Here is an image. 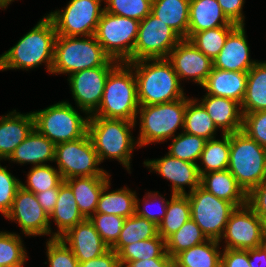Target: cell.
<instances>
[{
	"mask_svg": "<svg viewBox=\"0 0 266 267\" xmlns=\"http://www.w3.org/2000/svg\"><path fill=\"white\" fill-rule=\"evenodd\" d=\"M56 37L55 25L45 14L14 46L0 55V71H28L44 63L51 74Z\"/></svg>",
	"mask_w": 266,
	"mask_h": 267,
	"instance_id": "cell-1",
	"label": "cell"
},
{
	"mask_svg": "<svg viewBox=\"0 0 266 267\" xmlns=\"http://www.w3.org/2000/svg\"><path fill=\"white\" fill-rule=\"evenodd\" d=\"M128 64L134 71L140 106L172 102L186 96L178 74L167 58L142 59Z\"/></svg>",
	"mask_w": 266,
	"mask_h": 267,
	"instance_id": "cell-2",
	"label": "cell"
},
{
	"mask_svg": "<svg viewBox=\"0 0 266 267\" xmlns=\"http://www.w3.org/2000/svg\"><path fill=\"white\" fill-rule=\"evenodd\" d=\"M135 126V122L123 119L89 116L88 134L100 163L113 159L131 173L132 154L134 149H140L137 139L132 136Z\"/></svg>",
	"mask_w": 266,
	"mask_h": 267,
	"instance_id": "cell-3",
	"label": "cell"
},
{
	"mask_svg": "<svg viewBox=\"0 0 266 267\" xmlns=\"http://www.w3.org/2000/svg\"><path fill=\"white\" fill-rule=\"evenodd\" d=\"M118 63L104 52L94 35H57L51 74H68L69 76L81 70L116 66Z\"/></svg>",
	"mask_w": 266,
	"mask_h": 267,
	"instance_id": "cell-4",
	"label": "cell"
},
{
	"mask_svg": "<svg viewBox=\"0 0 266 267\" xmlns=\"http://www.w3.org/2000/svg\"><path fill=\"white\" fill-rule=\"evenodd\" d=\"M139 106L133 68L127 62H119L109 72L102 101L90 116L136 122Z\"/></svg>",
	"mask_w": 266,
	"mask_h": 267,
	"instance_id": "cell-5",
	"label": "cell"
},
{
	"mask_svg": "<svg viewBox=\"0 0 266 267\" xmlns=\"http://www.w3.org/2000/svg\"><path fill=\"white\" fill-rule=\"evenodd\" d=\"M188 96L172 102L139 106L137 118L139 122V147L149 144L164 143L176 136L177 130L183 131L185 110ZM139 116V117H138Z\"/></svg>",
	"mask_w": 266,
	"mask_h": 267,
	"instance_id": "cell-6",
	"label": "cell"
},
{
	"mask_svg": "<svg viewBox=\"0 0 266 267\" xmlns=\"http://www.w3.org/2000/svg\"><path fill=\"white\" fill-rule=\"evenodd\" d=\"M227 169L248 194L266 178V148L242 130L230 133Z\"/></svg>",
	"mask_w": 266,
	"mask_h": 267,
	"instance_id": "cell-7",
	"label": "cell"
},
{
	"mask_svg": "<svg viewBox=\"0 0 266 267\" xmlns=\"http://www.w3.org/2000/svg\"><path fill=\"white\" fill-rule=\"evenodd\" d=\"M34 128L55 145L73 141L88 132L89 115L81 116L67 100L32 112Z\"/></svg>",
	"mask_w": 266,
	"mask_h": 267,
	"instance_id": "cell-8",
	"label": "cell"
},
{
	"mask_svg": "<svg viewBox=\"0 0 266 267\" xmlns=\"http://www.w3.org/2000/svg\"><path fill=\"white\" fill-rule=\"evenodd\" d=\"M139 24L140 21L136 19L104 11L94 36L111 59L132 62Z\"/></svg>",
	"mask_w": 266,
	"mask_h": 267,
	"instance_id": "cell-9",
	"label": "cell"
},
{
	"mask_svg": "<svg viewBox=\"0 0 266 267\" xmlns=\"http://www.w3.org/2000/svg\"><path fill=\"white\" fill-rule=\"evenodd\" d=\"M55 164L63 180L73 177H111L100 160L88 132L81 138L55 146Z\"/></svg>",
	"mask_w": 266,
	"mask_h": 267,
	"instance_id": "cell-10",
	"label": "cell"
},
{
	"mask_svg": "<svg viewBox=\"0 0 266 267\" xmlns=\"http://www.w3.org/2000/svg\"><path fill=\"white\" fill-rule=\"evenodd\" d=\"M104 0H70L64 9L47 13L60 36L94 35L105 11Z\"/></svg>",
	"mask_w": 266,
	"mask_h": 267,
	"instance_id": "cell-11",
	"label": "cell"
},
{
	"mask_svg": "<svg viewBox=\"0 0 266 267\" xmlns=\"http://www.w3.org/2000/svg\"><path fill=\"white\" fill-rule=\"evenodd\" d=\"M187 196L191 207V218L207 239L220 241L229 216L236 207L227 200L217 198L201 186Z\"/></svg>",
	"mask_w": 266,
	"mask_h": 267,
	"instance_id": "cell-12",
	"label": "cell"
},
{
	"mask_svg": "<svg viewBox=\"0 0 266 267\" xmlns=\"http://www.w3.org/2000/svg\"><path fill=\"white\" fill-rule=\"evenodd\" d=\"M266 223L245 204L230 214L220 243L225 249L248 250L264 245Z\"/></svg>",
	"mask_w": 266,
	"mask_h": 267,
	"instance_id": "cell-13",
	"label": "cell"
},
{
	"mask_svg": "<svg viewBox=\"0 0 266 267\" xmlns=\"http://www.w3.org/2000/svg\"><path fill=\"white\" fill-rule=\"evenodd\" d=\"M182 39L174 29L150 13L139 24L134 61L168 58L172 49Z\"/></svg>",
	"mask_w": 266,
	"mask_h": 267,
	"instance_id": "cell-14",
	"label": "cell"
},
{
	"mask_svg": "<svg viewBox=\"0 0 266 267\" xmlns=\"http://www.w3.org/2000/svg\"><path fill=\"white\" fill-rule=\"evenodd\" d=\"M5 218L18 224L25 237L50 235L49 239L54 238L49 215L39 204L35 194L22 187L17 190L12 208Z\"/></svg>",
	"mask_w": 266,
	"mask_h": 267,
	"instance_id": "cell-15",
	"label": "cell"
},
{
	"mask_svg": "<svg viewBox=\"0 0 266 267\" xmlns=\"http://www.w3.org/2000/svg\"><path fill=\"white\" fill-rule=\"evenodd\" d=\"M114 67L100 66L85 69L67 77L75 104L85 115L90 116L98 109L109 72Z\"/></svg>",
	"mask_w": 266,
	"mask_h": 267,
	"instance_id": "cell-16",
	"label": "cell"
},
{
	"mask_svg": "<svg viewBox=\"0 0 266 267\" xmlns=\"http://www.w3.org/2000/svg\"><path fill=\"white\" fill-rule=\"evenodd\" d=\"M143 164L149 169V173L154 171L171 182V194L186 195L200 186L201 176L198 166L192 162L174 158L166 153L161 158L146 159ZM185 186H188V192Z\"/></svg>",
	"mask_w": 266,
	"mask_h": 267,
	"instance_id": "cell-17",
	"label": "cell"
},
{
	"mask_svg": "<svg viewBox=\"0 0 266 267\" xmlns=\"http://www.w3.org/2000/svg\"><path fill=\"white\" fill-rule=\"evenodd\" d=\"M167 59L173 65L181 83L187 79L201 87L213 68V61L186 38L172 49Z\"/></svg>",
	"mask_w": 266,
	"mask_h": 267,
	"instance_id": "cell-18",
	"label": "cell"
},
{
	"mask_svg": "<svg viewBox=\"0 0 266 267\" xmlns=\"http://www.w3.org/2000/svg\"><path fill=\"white\" fill-rule=\"evenodd\" d=\"M244 25H237L213 60V67L226 71L248 72L259 60H252Z\"/></svg>",
	"mask_w": 266,
	"mask_h": 267,
	"instance_id": "cell-19",
	"label": "cell"
},
{
	"mask_svg": "<svg viewBox=\"0 0 266 267\" xmlns=\"http://www.w3.org/2000/svg\"><path fill=\"white\" fill-rule=\"evenodd\" d=\"M60 239L71 249L79 263L102 256L110 248L89 219L68 230Z\"/></svg>",
	"mask_w": 266,
	"mask_h": 267,
	"instance_id": "cell-20",
	"label": "cell"
},
{
	"mask_svg": "<svg viewBox=\"0 0 266 267\" xmlns=\"http://www.w3.org/2000/svg\"><path fill=\"white\" fill-rule=\"evenodd\" d=\"M33 129L32 111L20 113L14 109L0 116V162L7 161Z\"/></svg>",
	"mask_w": 266,
	"mask_h": 267,
	"instance_id": "cell-21",
	"label": "cell"
},
{
	"mask_svg": "<svg viewBox=\"0 0 266 267\" xmlns=\"http://www.w3.org/2000/svg\"><path fill=\"white\" fill-rule=\"evenodd\" d=\"M199 101L221 134H230L242 130L243 113L241 104L230 98L203 95Z\"/></svg>",
	"mask_w": 266,
	"mask_h": 267,
	"instance_id": "cell-22",
	"label": "cell"
},
{
	"mask_svg": "<svg viewBox=\"0 0 266 267\" xmlns=\"http://www.w3.org/2000/svg\"><path fill=\"white\" fill-rule=\"evenodd\" d=\"M248 72L226 71L212 68L202 88L207 95L230 98L242 103L247 85Z\"/></svg>",
	"mask_w": 266,
	"mask_h": 267,
	"instance_id": "cell-23",
	"label": "cell"
},
{
	"mask_svg": "<svg viewBox=\"0 0 266 267\" xmlns=\"http://www.w3.org/2000/svg\"><path fill=\"white\" fill-rule=\"evenodd\" d=\"M55 146L52 141L34 128L7 161L18 165L32 164L33 166L53 163Z\"/></svg>",
	"mask_w": 266,
	"mask_h": 267,
	"instance_id": "cell-24",
	"label": "cell"
},
{
	"mask_svg": "<svg viewBox=\"0 0 266 267\" xmlns=\"http://www.w3.org/2000/svg\"><path fill=\"white\" fill-rule=\"evenodd\" d=\"M222 26H237L223 13L217 0H190L188 39L196 32Z\"/></svg>",
	"mask_w": 266,
	"mask_h": 267,
	"instance_id": "cell-25",
	"label": "cell"
},
{
	"mask_svg": "<svg viewBox=\"0 0 266 267\" xmlns=\"http://www.w3.org/2000/svg\"><path fill=\"white\" fill-rule=\"evenodd\" d=\"M110 177H73L64 180L75 197L78 209L84 218L89 219L96 211L100 194Z\"/></svg>",
	"mask_w": 266,
	"mask_h": 267,
	"instance_id": "cell-26",
	"label": "cell"
},
{
	"mask_svg": "<svg viewBox=\"0 0 266 267\" xmlns=\"http://www.w3.org/2000/svg\"><path fill=\"white\" fill-rule=\"evenodd\" d=\"M200 186L217 198L231 202L235 207L247 204V193L228 169L201 175Z\"/></svg>",
	"mask_w": 266,
	"mask_h": 267,
	"instance_id": "cell-27",
	"label": "cell"
},
{
	"mask_svg": "<svg viewBox=\"0 0 266 267\" xmlns=\"http://www.w3.org/2000/svg\"><path fill=\"white\" fill-rule=\"evenodd\" d=\"M84 219L78 209L72 190L63 182L59 186V195L55 207L49 215V221L55 222L57 227L54 238H60Z\"/></svg>",
	"mask_w": 266,
	"mask_h": 267,
	"instance_id": "cell-28",
	"label": "cell"
},
{
	"mask_svg": "<svg viewBox=\"0 0 266 267\" xmlns=\"http://www.w3.org/2000/svg\"><path fill=\"white\" fill-rule=\"evenodd\" d=\"M190 0H152L151 13L188 39Z\"/></svg>",
	"mask_w": 266,
	"mask_h": 267,
	"instance_id": "cell-29",
	"label": "cell"
},
{
	"mask_svg": "<svg viewBox=\"0 0 266 267\" xmlns=\"http://www.w3.org/2000/svg\"><path fill=\"white\" fill-rule=\"evenodd\" d=\"M111 180L103 188L95 213L113 214L128 218L135 214L136 191L127 186L110 191Z\"/></svg>",
	"mask_w": 266,
	"mask_h": 267,
	"instance_id": "cell-30",
	"label": "cell"
},
{
	"mask_svg": "<svg viewBox=\"0 0 266 267\" xmlns=\"http://www.w3.org/2000/svg\"><path fill=\"white\" fill-rule=\"evenodd\" d=\"M221 244L219 241H207L186 249L173 258V267H220Z\"/></svg>",
	"mask_w": 266,
	"mask_h": 267,
	"instance_id": "cell-31",
	"label": "cell"
},
{
	"mask_svg": "<svg viewBox=\"0 0 266 267\" xmlns=\"http://www.w3.org/2000/svg\"><path fill=\"white\" fill-rule=\"evenodd\" d=\"M242 113L266 110V61H258L249 71Z\"/></svg>",
	"mask_w": 266,
	"mask_h": 267,
	"instance_id": "cell-32",
	"label": "cell"
},
{
	"mask_svg": "<svg viewBox=\"0 0 266 267\" xmlns=\"http://www.w3.org/2000/svg\"><path fill=\"white\" fill-rule=\"evenodd\" d=\"M221 138H213L206 141L197 164L200 176L205 173L223 171L228 168L230 134H222Z\"/></svg>",
	"mask_w": 266,
	"mask_h": 267,
	"instance_id": "cell-33",
	"label": "cell"
},
{
	"mask_svg": "<svg viewBox=\"0 0 266 267\" xmlns=\"http://www.w3.org/2000/svg\"><path fill=\"white\" fill-rule=\"evenodd\" d=\"M198 98H189L185 110L183 132L210 140L216 138L218 128Z\"/></svg>",
	"mask_w": 266,
	"mask_h": 267,
	"instance_id": "cell-34",
	"label": "cell"
},
{
	"mask_svg": "<svg viewBox=\"0 0 266 267\" xmlns=\"http://www.w3.org/2000/svg\"><path fill=\"white\" fill-rule=\"evenodd\" d=\"M190 218L191 207L187 194H171L164 219L158 225V235L166 241Z\"/></svg>",
	"mask_w": 266,
	"mask_h": 267,
	"instance_id": "cell-35",
	"label": "cell"
},
{
	"mask_svg": "<svg viewBox=\"0 0 266 267\" xmlns=\"http://www.w3.org/2000/svg\"><path fill=\"white\" fill-rule=\"evenodd\" d=\"M117 255L121 267H124L130 261L150 258H172L166 252V241L160 235L130 243L124 246Z\"/></svg>",
	"mask_w": 266,
	"mask_h": 267,
	"instance_id": "cell-36",
	"label": "cell"
},
{
	"mask_svg": "<svg viewBox=\"0 0 266 267\" xmlns=\"http://www.w3.org/2000/svg\"><path fill=\"white\" fill-rule=\"evenodd\" d=\"M158 236V226L136 214L125 218L117 243L111 248L117 253L126 245Z\"/></svg>",
	"mask_w": 266,
	"mask_h": 267,
	"instance_id": "cell-37",
	"label": "cell"
},
{
	"mask_svg": "<svg viewBox=\"0 0 266 267\" xmlns=\"http://www.w3.org/2000/svg\"><path fill=\"white\" fill-rule=\"evenodd\" d=\"M192 218L166 240V252L174 258L180 252L207 241Z\"/></svg>",
	"mask_w": 266,
	"mask_h": 267,
	"instance_id": "cell-38",
	"label": "cell"
},
{
	"mask_svg": "<svg viewBox=\"0 0 266 267\" xmlns=\"http://www.w3.org/2000/svg\"><path fill=\"white\" fill-rule=\"evenodd\" d=\"M28 259L22 236L15 232L0 231V266L24 267Z\"/></svg>",
	"mask_w": 266,
	"mask_h": 267,
	"instance_id": "cell-39",
	"label": "cell"
},
{
	"mask_svg": "<svg viewBox=\"0 0 266 267\" xmlns=\"http://www.w3.org/2000/svg\"><path fill=\"white\" fill-rule=\"evenodd\" d=\"M26 178V184L21 181V187L34 194L59 188L64 182L59 170L50 164L32 166Z\"/></svg>",
	"mask_w": 266,
	"mask_h": 267,
	"instance_id": "cell-40",
	"label": "cell"
},
{
	"mask_svg": "<svg viewBox=\"0 0 266 267\" xmlns=\"http://www.w3.org/2000/svg\"><path fill=\"white\" fill-rule=\"evenodd\" d=\"M171 139L172 143H170L167 152L170 156L198 164L207 141L205 138L180 131V133Z\"/></svg>",
	"mask_w": 266,
	"mask_h": 267,
	"instance_id": "cell-41",
	"label": "cell"
},
{
	"mask_svg": "<svg viewBox=\"0 0 266 267\" xmlns=\"http://www.w3.org/2000/svg\"><path fill=\"white\" fill-rule=\"evenodd\" d=\"M236 26H222L194 33L188 40L212 61L222 50L228 34Z\"/></svg>",
	"mask_w": 266,
	"mask_h": 267,
	"instance_id": "cell-42",
	"label": "cell"
},
{
	"mask_svg": "<svg viewBox=\"0 0 266 267\" xmlns=\"http://www.w3.org/2000/svg\"><path fill=\"white\" fill-rule=\"evenodd\" d=\"M151 6L152 0H104L106 12L138 21L151 13Z\"/></svg>",
	"mask_w": 266,
	"mask_h": 267,
	"instance_id": "cell-43",
	"label": "cell"
},
{
	"mask_svg": "<svg viewBox=\"0 0 266 267\" xmlns=\"http://www.w3.org/2000/svg\"><path fill=\"white\" fill-rule=\"evenodd\" d=\"M89 220L104 243L111 249L117 243L125 218L113 214L94 213Z\"/></svg>",
	"mask_w": 266,
	"mask_h": 267,
	"instance_id": "cell-44",
	"label": "cell"
},
{
	"mask_svg": "<svg viewBox=\"0 0 266 267\" xmlns=\"http://www.w3.org/2000/svg\"><path fill=\"white\" fill-rule=\"evenodd\" d=\"M165 195H161L159 191H150L145 194L143 200L141 201L138 196L135 198V214L152 221L157 226L162 222L164 216L166 214V208L168 205L169 200L164 197ZM142 202V205L140 204ZM158 204L157 211H152L151 207L153 204ZM155 206V205H154Z\"/></svg>",
	"mask_w": 266,
	"mask_h": 267,
	"instance_id": "cell-45",
	"label": "cell"
},
{
	"mask_svg": "<svg viewBox=\"0 0 266 267\" xmlns=\"http://www.w3.org/2000/svg\"><path fill=\"white\" fill-rule=\"evenodd\" d=\"M46 257L49 267H78L79 262L71 249L60 239L53 238L47 240Z\"/></svg>",
	"mask_w": 266,
	"mask_h": 267,
	"instance_id": "cell-46",
	"label": "cell"
},
{
	"mask_svg": "<svg viewBox=\"0 0 266 267\" xmlns=\"http://www.w3.org/2000/svg\"><path fill=\"white\" fill-rule=\"evenodd\" d=\"M21 180L17 179L6 166L0 164V213L5 217L11 210Z\"/></svg>",
	"mask_w": 266,
	"mask_h": 267,
	"instance_id": "cell-47",
	"label": "cell"
},
{
	"mask_svg": "<svg viewBox=\"0 0 266 267\" xmlns=\"http://www.w3.org/2000/svg\"><path fill=\"white\" fill-rule=\"evenodd\" d=\"M242 131L266 148V110L243 114Z\"/></svg>",
	"mask_w": 266,
	"mask_h": 267,
	"instance_id": "cell-48",
	"label": "cell"
},
{
	"mask_svg": "<svg viewBox=\"0 0 266 267\" xmlns=\"http://www.w3.org/2000/svg\"><path fill=\"white\" fill-rule=\"evenodd\" d=\"M247 204L266 223V178L247 194Z\"/></svg>",
	"mask_w": 266,
	"mask_h": 267,
	"instance_id": "cell-49",
	"label": "cell"
},
{
	"mask_svg": "<svg viewBox=\"0 0 266 267\" xmlns=\"http://www.w3.org/2000/svg\"><path fill=\"white\" fill-rule=\"evenodd\" d=\"M227 18L237 25H245L243 7L245 0H217Z\"/></svg>",
	"mask_w": 266,
	"mask_h": 267,
	"instance_id": "cell-50",
	"label": "cell"
},
{
	"mask_svg": "<svg viewBox=\"0 0 266 267\" xmlns=\"http://www.w3.org/2000/svg\"><path fill=\"white\" fill-rule=\"evenodd\" d=\"M220 267H250L248 250L225 249L222 247Z\"/></svg>",
	"mask_w": 266,
	"mask_h": 267,
	"instance_id": "cell-51",
	"label": "cell"
},
{
	"mask_svg": "<svg viewBox=\"0 0 266 267\" xmlns=\"http://www.w3.org/2000/svg\"><path fill=\"white\" fill-rule=\"evenodd\" d=\"M78 267H121L117 252L109 249L102 256L79 263Z\"/></svg>",
	"mask_w": 266,
	"mask_h": 267,
	"instance_id": "cell-52",
	"label": "cell"
},
{
	"mask_svg": "<svg viewBox=\"0 0 266 267\" xmlns=\"http://www.w3.org/2000/svg\"><path fill=\"white\" fill-rule=\"evenodd\" d=\"M59 195V188L49 189L45 192L36 193V199L48 215L53 211Z\"/></svg>",
	"mask_w": 266,
	"mask_h": 267,
	"instance_id": "cell-53",
	"label": "cell"
},
{
	"mask_svg": "<svg viewBox=\"0 0 266 267\" xmlns=\"http://www.w3.org/2000/svg\"><path fill=\"white\" fill-rule=\"evenodd\" d=\"M124 267H173V258H150L130 261Z\"/></svg>",
	"mask_w": 266,
	"mask_h": 267,
	"instance_id": "cell-54",
	"label": "cell"
},
{
	"mask_svg": "<svg viewBox=\"0 0 266 267\" xmlns=\"http://www.w3.org/2000/svg\"><path fill=\"white\" fill-rule=\"evenodd\" d=\"M250 267H266V245L248 249Z\"/></svg>",
	"mask_w": 266,
	"mask_h": 267,
	"instance_id": "cell-55",
	"label": "cell"
},
{
	"mask_svg": "<svg viewBox=\"0 0 266 267\" xmlns=\"http://www.w3.org/2000/svg\"><path fill=\"white\" fill-rule=\"evenodd\" d=\"M13 1L15 0H0V9L6 10Z\"/></svg>",
	"mask_w": 266,
	"mask_h": 267,
	"instance_id": "cell-56",
	"label": "cell"
},
{
	"mask_svg": "<svg viewBox=\"0 0 266 267\" xmlns=\"http://www.w3.org/2000/svg\"><path fill=\"white\" fill-rule=\"evenodd\" d=\"M264 244L266 245V226H265V238H264Z\"/></svg>",
	"mask_w": 266,
	"mask_h": 267,
	"instance_id": "cell-57",
	"label": "cell"
}]
</instances>
